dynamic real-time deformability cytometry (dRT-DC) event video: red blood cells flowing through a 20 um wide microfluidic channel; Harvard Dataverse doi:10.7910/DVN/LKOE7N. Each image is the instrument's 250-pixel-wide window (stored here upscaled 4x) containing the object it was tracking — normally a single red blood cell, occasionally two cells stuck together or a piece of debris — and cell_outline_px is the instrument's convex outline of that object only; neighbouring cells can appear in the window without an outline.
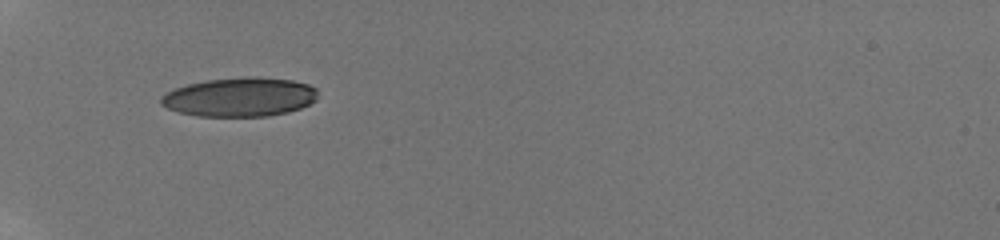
{"species": "human", "species_latin": "Homo sapiens", "temperature_condition": "room temperature", "stored_images_in_passage": 17, "camera_frame_rate_fps": 3000, "um_per_image_px": 0.085, "donor": {"sex": "male"}, "frame": {"image": 1, "passage_image": 1, "time_ms": 0.0, "image_size_px": [1000, 240], "cell_outline_px": [[316, 100], [300, 108], [288, 112], [268, 116], [196, 116], [180, 112], [168, 108], [160, 104], [160, 96], [176, 88], [188, 84], [208, 80], [292, 80], [308, 84], [316, 88]], "centroid_in_image_um": [20.35, 8.31], "position_along_channel_um": 64.7, "area_um2": 34.28}}
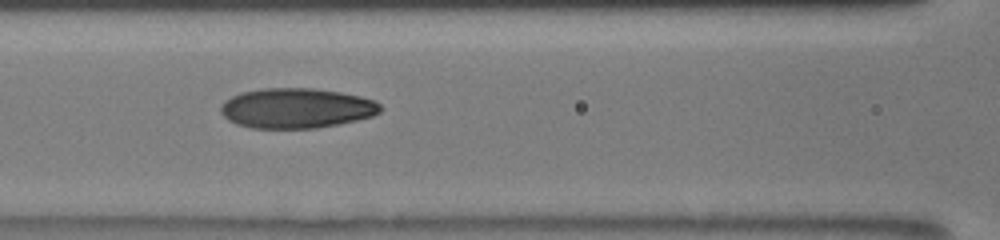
{"frame": {"image": 2, "passage_image": 12, "time_ms": 2.333, "image_size_px": [1000, 240], "cell_outline_px": [[380, 112], [372, 116], [340, 124], [316, 128], [252, 128], [236, 124], [228, 120], [220, 112], [220, 104], [224, 100], [240, 92], [264, 88], [312, 88], [340, 92], [360, 96], [376, 100], [380, 104]], "centroid_in_image_um": [25.17, 9.19], "position_along_channel_um": 141.4, "area_um2": 37.45}}
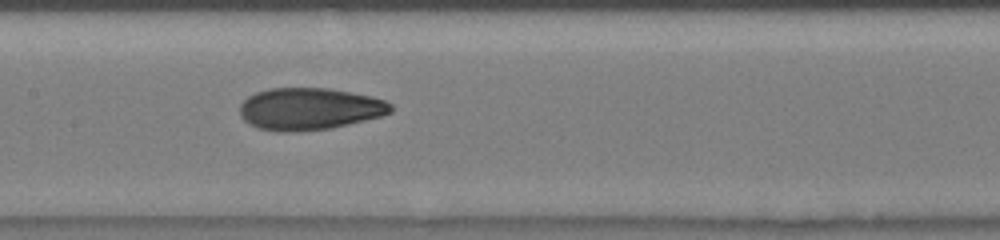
{"frame": {"image": 3, "passage_image": 16, "time_ms": 3.333, "image_size_px": [1000, 240], "cell_outline_px": [[392, 112], [380, 116], [332, 128], [296, 132], [280, 132], [260, 128], [248, 124], [240, 116], [240, 104], [248, 96], [256, 92], [268, 88], [328, 88], [372, 96], [384, 100], [392, 104]], "centroid_in_image_um": [26.28, 9.25], "position_along_channel_um": 181.1, "area_um2": 37.11}}